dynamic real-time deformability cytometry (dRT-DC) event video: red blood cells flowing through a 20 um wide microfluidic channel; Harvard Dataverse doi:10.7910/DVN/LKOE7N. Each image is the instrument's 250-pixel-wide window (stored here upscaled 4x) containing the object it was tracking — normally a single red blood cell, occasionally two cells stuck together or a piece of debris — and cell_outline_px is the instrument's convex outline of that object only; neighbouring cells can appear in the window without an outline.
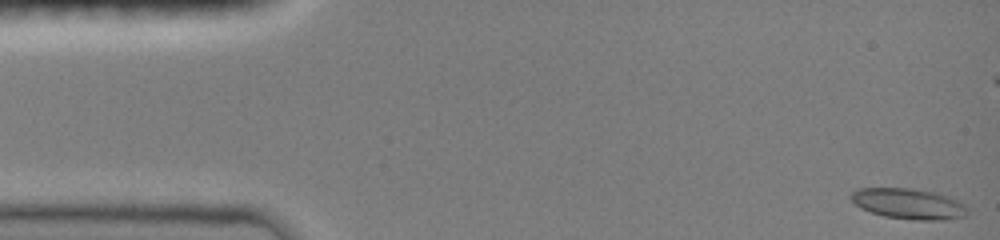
{"species": "common noctule bat (a hibernating species)", "species_latin": "Nyctalus noctula", "temperature_condition": "room temperature", "stored_images_in_passage": 21, "segment_of_instrument_passage": [1, 2], "camera_frame_rate_fps": 3000, "um_per_image_px": 0.085, "animal": {"sex": "female", "body_mass_g": 19.0, "forearm_length_mm": 51.5}, "frame": {"image": 1, "passage_image": 1, "time_ms": 0.0, "image_size_px": [1000, 240], "cell_outline_px": [[968, 216], [944, 220], [916, 220], [884, 216], [860, 208], [848, 196], [856, 188], [912, 188], [936, 192], [952, 196], [964, 204], [968, 208]], "centroid_in_image_um": [77.28, 17.31], "position_along_channel_um": 7.7, "area_um2": 21.15}}
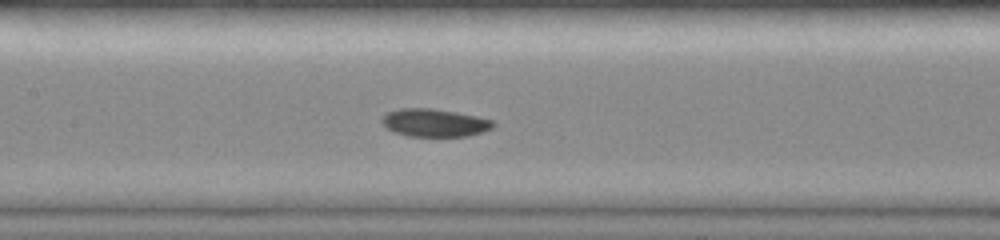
{"frame": {"image": 2, "passage_image": 15, "time_ms": 7.0, "image_size_px": [1000, 240], "cell_outline_px": [[496, 124], [492, 128], [468, 136], [408, 136], [396, 132], [388, 128], [380, 120], [388, 112], [400, 108], [432, 108], [456, 112], [476, 116], [492, 120]], "centroid_in_image_um": [36.95, 10.43], "position_along_channel_um": 170.5, "area_um2": 17.86}}
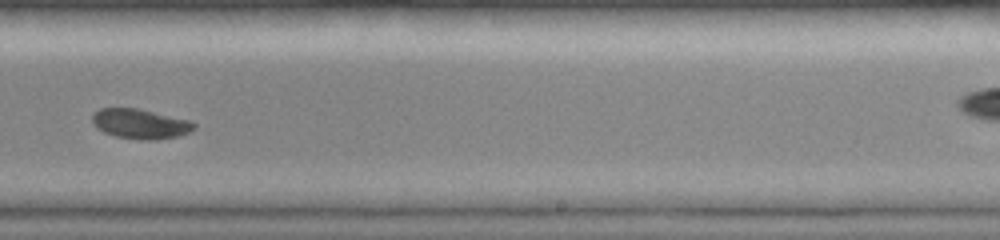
{"frame": {"image": 3, "passage_image": 19, "time_ms": 9.667, "image_size_px": [1000, 240], "cell_outline_px": [[196, 128], [188, 132], [176, 136], [152, 140], [148, 140], [116, 136], [104, 132], [96, 128], [92, 120], [92, 116], [100, 108], [136, 108], [192, 120], [196, 124]], "centroid_in_image_um": [11.94, 10.51], "position_along_channel_um": 277.1, "area_um2": 17.51}}